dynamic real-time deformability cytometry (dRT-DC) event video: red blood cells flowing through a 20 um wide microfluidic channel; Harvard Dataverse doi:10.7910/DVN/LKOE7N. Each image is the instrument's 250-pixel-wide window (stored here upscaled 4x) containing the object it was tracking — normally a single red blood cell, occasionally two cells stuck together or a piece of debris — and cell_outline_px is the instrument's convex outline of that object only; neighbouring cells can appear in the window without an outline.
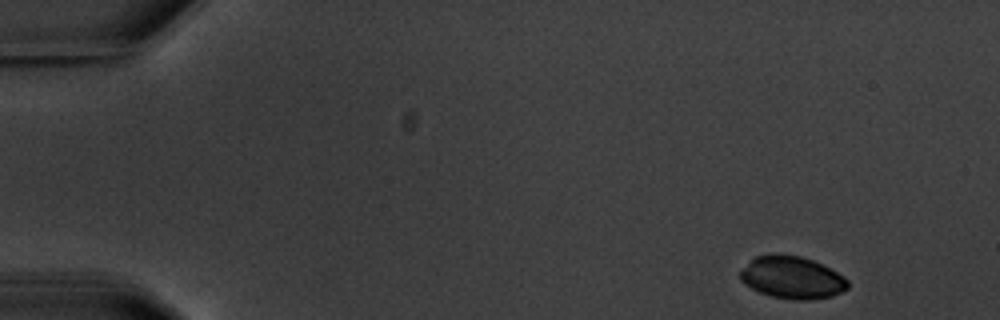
{"species": "common noctule bat (a hibernating species)", "species_latin": "Nyctalus noctula", "temperature_condition": "warm", "stored_images_in_passage": 5, "camera_frame_rate_fps": 3000, "um_per_image_px": 0.085, "animal": {"sex": "male", "body_mass_g": 20.1, "forearm_length_mm": 53.5}, "frame": {"image": 1, "passage_image": 1, "time_ms": 0.0, "image_size_px": [1000, 320], "cell_outline_px": [[848, 288], [832, 296], [808, 300], [792, 300], [772, 296], [760, 292], [744, 284], [740, 280], [740, 272], [756, 256], [776, 252], [800, 256], [812, 260], [844, 276], [848, 280]], "centroid_in_image_um": [67.32, 23.58], "position_along_channel_um": 17.7, "area_um2": 26.47}}
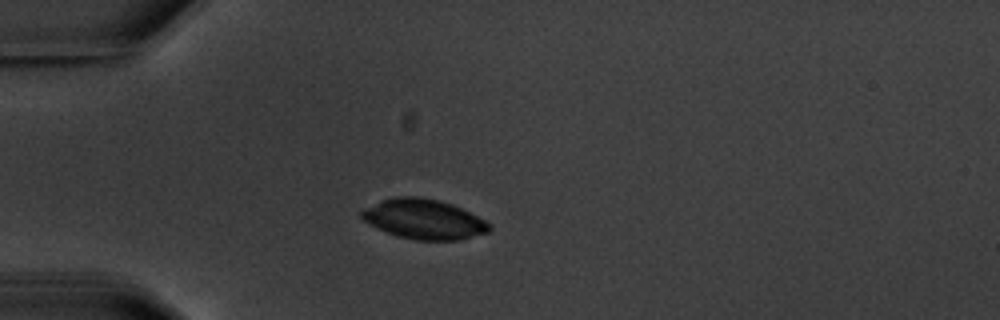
{"frame": {"image": 2, "passage_image": 4, "time_ms": 3.667, "image_size_px": [1000, 320], "cell_outline_px": [[492, 228], [488, 232], [460, 240], [416, 240], [396, 236], [376, 228], [368, 224], [360, 216], [360, 212], [364, 208], [384, 200], [396, 196], [420, 196], [440, 200], [452, 204], [492, 224]], "centroid_in_image_um": [36.02, 18.63], "position_along_channel_um": 49.0, "area_um2": 29.71}}